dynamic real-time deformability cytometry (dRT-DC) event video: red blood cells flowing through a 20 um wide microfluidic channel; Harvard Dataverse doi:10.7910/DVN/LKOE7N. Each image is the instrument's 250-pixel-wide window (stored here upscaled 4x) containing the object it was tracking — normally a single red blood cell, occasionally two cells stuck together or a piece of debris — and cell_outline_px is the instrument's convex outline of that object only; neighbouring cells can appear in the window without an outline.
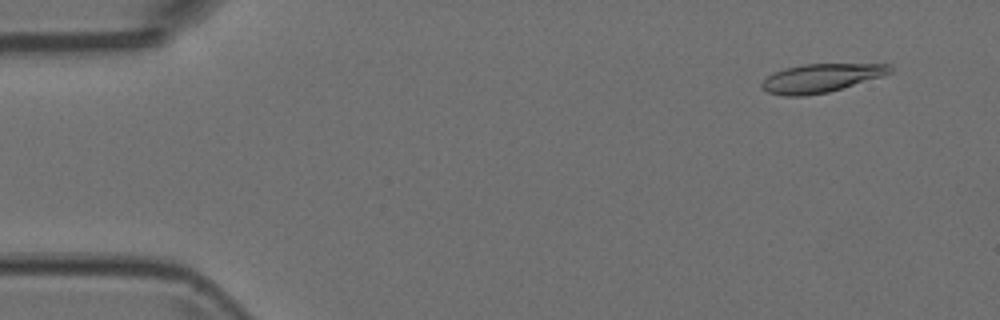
{"species": "Egyptian fruit bat (a non-hibernating species)", "species_latin": "Rousettus aegyptiacus", "temperature_condition": "room temperature", "stored_images_in_passage": 4, "camera_frame_rate_fps": 3000, "um_per_image_px": 0.085, "animal": {"sex": "female"}, "frame": {"image": 1, "passage_image": 1, "time_ms": 0.0, "image_size_px": [1000, 320], "cell_outline_px": [[892, 72], [880, 76], [828, 92], [804, 96], [784, 96], [768, 92], [760, 88], [760, 84], [772, 72], [784, 68], [804, 64], [892, 64]], "centroid_in_image_um": [69.72, 6.63], "position_along_channel_um": 15.3, "area_um2": 21.15}}
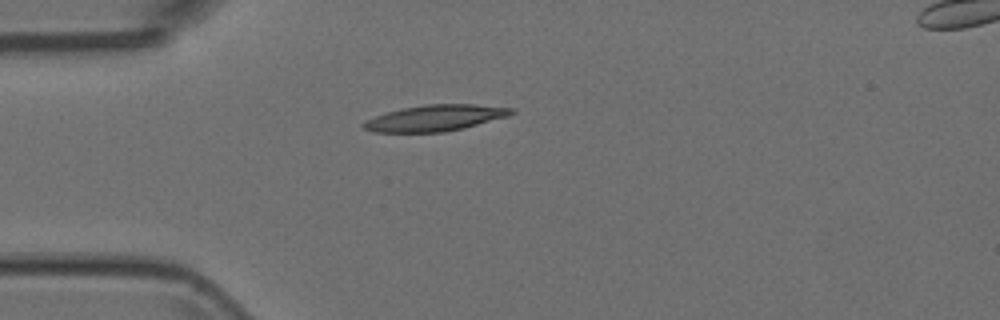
{"frame": {"image": 2, "passage_image": 4, "time_ms": 1.0, "image_size_px": [1000, 320], "cell_outline_px": [[516, 112], [508, 116], [464, 128], [444, 132], [372, 132], [364, 128], [360, 124], [364, 120], [388, 112], [404, 108], [424, 104], [472, 104], [516, 108]], "centroid_in_image_um": [37.01, 10.03], "position_along_channel_um": 48.0, "area_um2": 22.54}}